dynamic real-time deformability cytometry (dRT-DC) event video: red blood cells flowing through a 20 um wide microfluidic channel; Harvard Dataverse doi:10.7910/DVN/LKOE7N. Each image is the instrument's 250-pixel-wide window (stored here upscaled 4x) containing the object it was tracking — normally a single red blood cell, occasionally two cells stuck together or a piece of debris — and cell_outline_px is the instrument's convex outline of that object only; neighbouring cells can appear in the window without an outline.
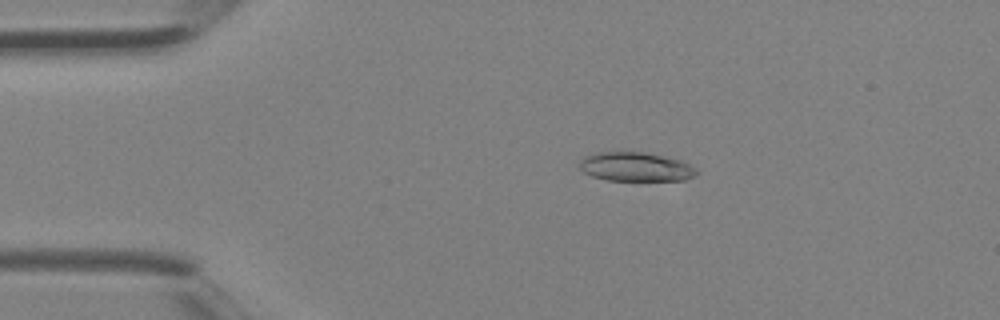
{"species": "Egyptian fruit bat (a non-hibernating species)", "species_latin": "Rousettus aegyptiacus", "temperature_condition": "room temperature", "stored_images_in_passage": 4, "camera_frame_rate_fps": 3000, "um_per_image_px": 0.085, "animal": {"sex": "female"}, "frame": {"image": 1, "passage_image": 3, "time_ms": 0.667, "image_size_px": [1000, 320], "cell_outline_px": [[696, 176], [684, 180], [608, 180], [592, 176], [584, 172], [580, 168], [580, 160], [584, 156], [596, 152], [644, 152], [664, 156], [680, 160], [688, 164], [696, 172]], "centroid_in_image_um": [53.99, 14.17], "position_along_channel_um": 31.0, "area_um2": 19.59}}